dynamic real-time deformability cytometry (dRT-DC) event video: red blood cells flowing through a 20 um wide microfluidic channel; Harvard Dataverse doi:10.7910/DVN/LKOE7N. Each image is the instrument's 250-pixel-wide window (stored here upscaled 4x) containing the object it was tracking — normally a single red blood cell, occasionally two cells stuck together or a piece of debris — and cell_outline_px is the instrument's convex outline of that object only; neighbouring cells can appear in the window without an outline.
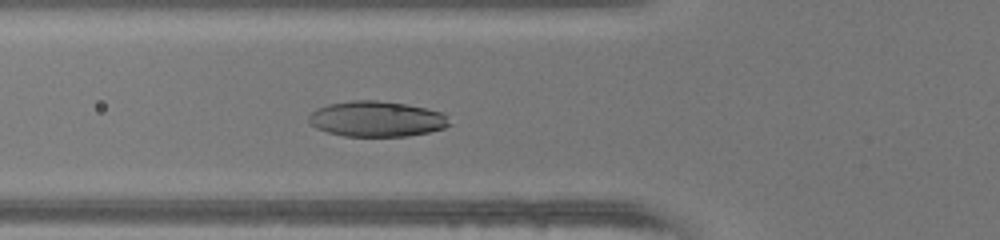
{"species": "human", "species_latin": "Homo sapiens", "temperature_condition": "warm", "stored_images_in_passage": 47, "camera_frame_rate_fps": 3000, "um_per_image_px": 0.085, "donor": {"sex": "female"}, "frame": {"image": 1, "passage_image": 16, "time_ms": 5.0, "image_size_px": [1000, 240], "cell_outline_px": [[452, 124], [444, 128], [428, 132], [408, 136], [344, 136], [328, 132], [316, 128], [308, 120], [308, 116], [316, 108], [328, 104], [352, 100], [376, 100], [404, 104], [424, 108], [440, 112]], "centroid_in_image_um": [31.98, 10.11], "position_along_channel_um": 93.8, "area_um2": 28.9}}
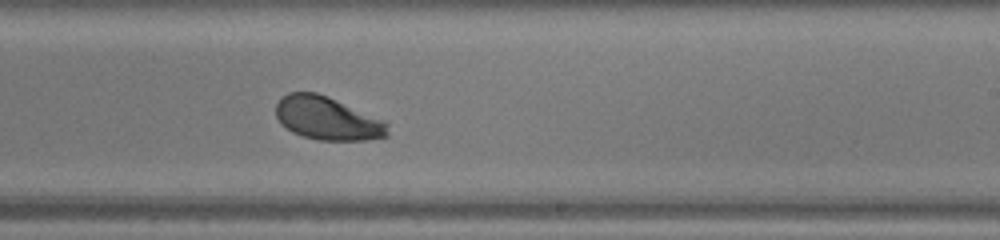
{"frame": {"image": 2, "passage_image": 28, "time_ms": 9.0, "image_size_px": [1000, 240], "cell_outline_px": [[388, 136], [364, 140], [320, 140], [304, 136], [292, 132], [280, 124], [276, 116], [276, 104], [280, 96], [288, 92], [316, 92], [328, 96], [380, 120], [388, 124]], "centroid_in_image_um": [27.75, 10.05], "position_along_channel_um": 261.3, "area_um2": 27.86}}
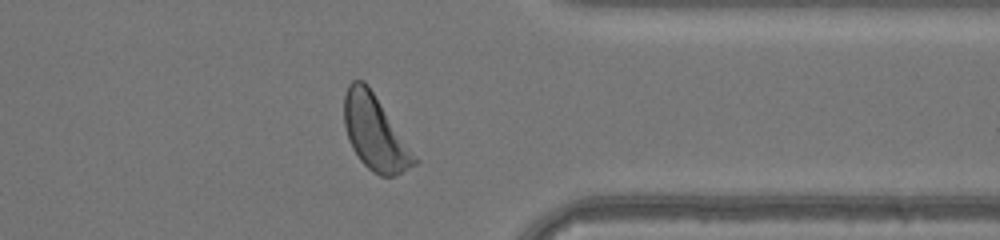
{"frame": {"image": 3, "passage_image": 37, "time_ms": 12.0, "image_size_px": [1000, 240], "cell_outline_px": [[420, 160], [416, 164], [392, 176], [380, 176], [372, 172], [360, 160], [352, 148], [348, 140], [344, 124], [344, 96], [348, 84], [352, 80], [364, 80], [368, 84]], "centroid_in_image_um": [31.87, 11.27], "position_along_channel_um": 379.5, "area_um2": 30.63}, "authors_computed_cell_mechanics": {"area_um2": 30.2294, "velocity_mm_per_s": 4.2007, "shape_relaxation_time_tau1_ms": 2.9059, "shape_relaxation_time_tau2_ms": null, "deformation_change_tau1": 0.1637, "deformation_change_tau2": null}}